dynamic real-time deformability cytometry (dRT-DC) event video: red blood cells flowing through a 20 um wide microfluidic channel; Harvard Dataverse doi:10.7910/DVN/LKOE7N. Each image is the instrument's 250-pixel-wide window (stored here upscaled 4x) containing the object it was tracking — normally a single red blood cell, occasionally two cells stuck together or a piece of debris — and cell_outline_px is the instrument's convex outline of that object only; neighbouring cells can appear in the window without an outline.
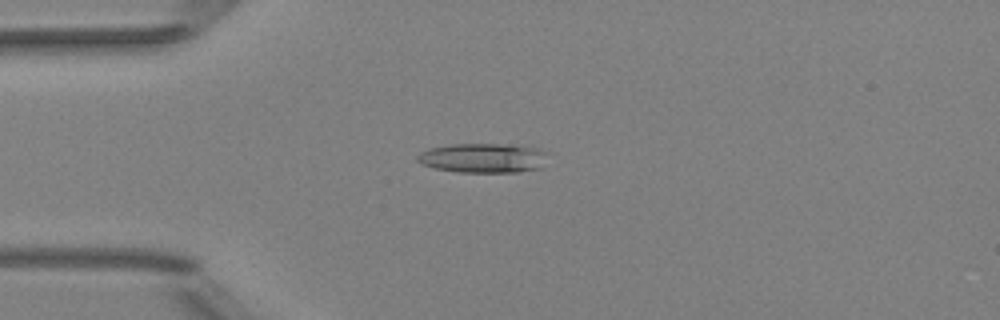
{"species": "Egyptian fruit bat (a non-hibernating species)", "species_latin": "Rousettus aegyptiacus", "temperature_condition": "room temperature", "stored_images_in_passage": 52, "camera_frame_rate_fps": 3000, "um_per_image_px": 0.085, "animal": {"sex": "female"}, "frame": {"image": 1, "passage_image": 14, "time_ms": 4.333, "image_size_px": [1000, 320], "cell_outline_px": [[548, 152], [544, 168], [520, 172], [456, 172], [432, 168], [420, 164], [416, 160], [416, 156], [420, 152], [428, 148], [452, 144], [512, 144], [540, 148]], "centroid_in_image_um": [41.1, 13.43], "position_along_channel_um": 43.9, "area_um2": 23.12}}
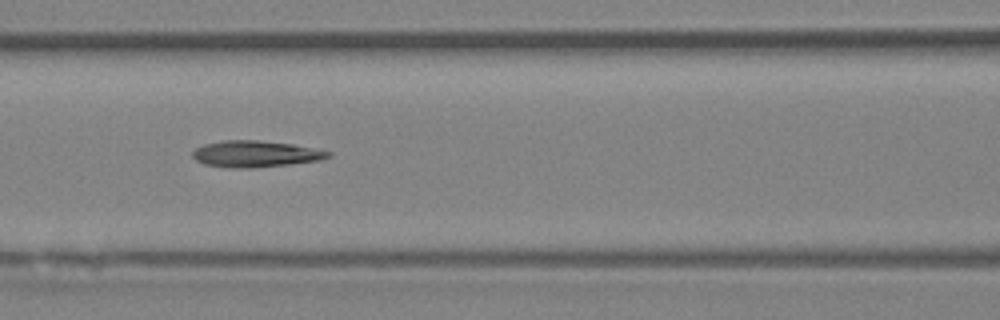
{"frame": {"image": 2, "passage_image": 23, "time_ms": 7.333, "image_size_px": [1000, 320], "cell_outline_px": [[332, 156], [320, 160], [288, 164], [248, 168], [228, 168], [204, 164], [196, 160], [192, 156], [192, 152], [196, 148], [204, 144], [224, 140], [260, 140], [292, 144], [332, 152]], "centroid_in_image_um": [21.69, 13.08], "position_along_channel_um": 144.9, "area_um2": 20.81}}
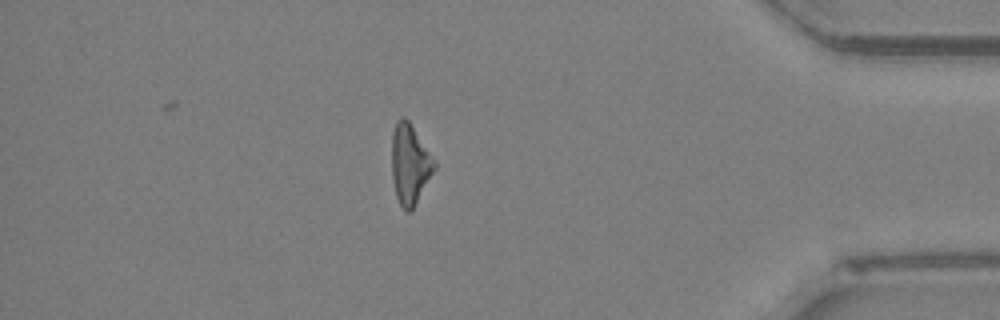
{"frame": {"image": 3, "passage_image": 45, "time_ms": 14.667, "image_size_px": [1000, 320], "cell_outline_px": [[436, 168], [412, 208], [408, 212], [404, 212], [396, 196], [392, 180], [392, 132], [396, 120], [400, 116], [404, 116], [408, 120], [436, 160]], "centroid_in_image_um": [34.83, 13.91], "position_along_channel_um": 400.4, "area_um2": 19.88}, "authors_computed_cell_mechanics": {"area_um2": 20.6635, "velocity_mm_per_s": 4.0263, "shape_relaxation_time_tau1_ms": 6.0473, "shape_relaxation_time_tau2_ms": 5.5453, "deformation_change_tau1": 0.1545, "deformation_change_tau2": 0.1785}}